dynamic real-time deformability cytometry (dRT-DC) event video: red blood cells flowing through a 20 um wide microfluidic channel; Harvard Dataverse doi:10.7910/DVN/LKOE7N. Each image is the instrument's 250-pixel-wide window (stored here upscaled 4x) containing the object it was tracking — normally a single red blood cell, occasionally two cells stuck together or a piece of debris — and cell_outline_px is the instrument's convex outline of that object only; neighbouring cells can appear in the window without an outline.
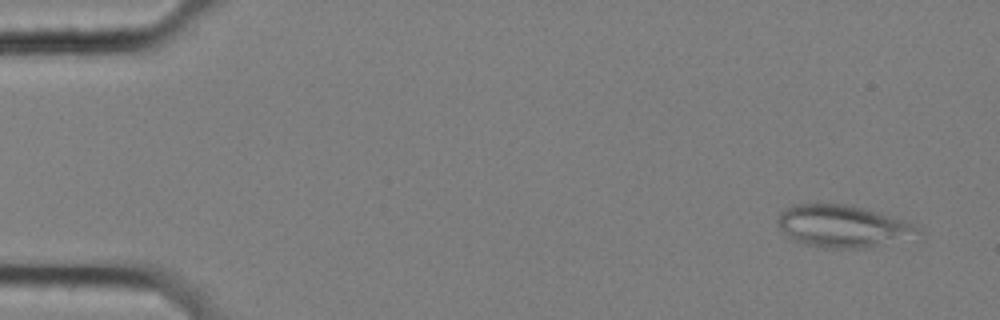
{"species": "common noctule bat (a hibernating species)", "species_latin": "Nyctalus noctula", "temperature_condition": "cold", "stored_images_in_passage": 57, "segment_of_instrument_passage": [1, 2], "camera_frame_rate_fps": 3000, "um_per_image_px": 0.085, "animal": {"sex": "female", "body_mass_g": 25.1}, "frame": {"image": 1, "passage_image": 3, "time_ms": 0.667, "image_size_px": [1000, 320], "cell_outline_px": [[924, 236], [864, 248], [824, 248], [792, 240], [776, 224], [776, 220], [780, 212], [792, 204], [816, 200], [852, 204], [908, 220], [920, 228], [924, 232]], "centroid_in_image_um": [71.68, 19.17], "position_along_channel_um": 13.3, "area_um2": 36.13}}